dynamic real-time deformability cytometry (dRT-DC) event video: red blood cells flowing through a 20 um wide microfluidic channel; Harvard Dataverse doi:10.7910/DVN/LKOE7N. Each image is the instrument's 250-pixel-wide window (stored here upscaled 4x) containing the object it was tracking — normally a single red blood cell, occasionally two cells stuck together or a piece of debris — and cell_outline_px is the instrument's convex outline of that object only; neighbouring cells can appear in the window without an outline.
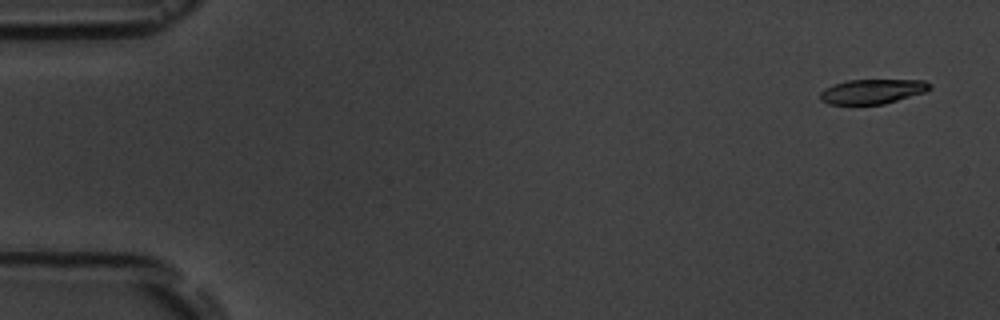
{"species": "common noctule bat (a hibernating species)", "species_latin": "Nyctalus noctula", "temperature_condition": "room temperature", "stored_images_in_passage": 5, "camera_frame_rate_fps": 3000, "um_per_image_px": 0.085, "animal": {"sex": "male", "body_mass_g": 19.5, "forearm_length_mm": 54.6}, "frame": {"image": 1, "passage_image": 1, "time_ms": 0.0, "image_size_px": [1000, 320], "cell_outline_px": [[932, 88], [924, 92], [884, 104], [828, 104], [820, 100], [820, 92], [824, 88], [832, 84], [848, 80], [924, 80], [932, 84]], "centroid_in_image_um": [74.13, 7.76], "position_along_channel_um": 10.9, "area_um2": 15.78}}
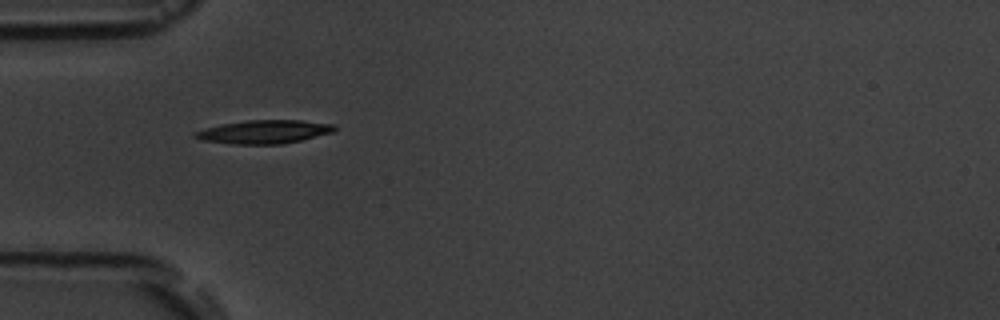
{"frame": {"image": 2, "passage_image": 5, "time_ms": 5.0, "image_size_px": [1000, 320], "cell_outline_px": [[336, 132], [300, 140], [280, 144], [232, 144], [204, 140], [192, 136], [192, 132], [204, 128], [220, 124], [248, 120], [300, 120], [336, 124]], "centroid_in_image_um": [22.46, 11.19], "position_along_channel_um": 62.5, "area_um2": 19.19}}